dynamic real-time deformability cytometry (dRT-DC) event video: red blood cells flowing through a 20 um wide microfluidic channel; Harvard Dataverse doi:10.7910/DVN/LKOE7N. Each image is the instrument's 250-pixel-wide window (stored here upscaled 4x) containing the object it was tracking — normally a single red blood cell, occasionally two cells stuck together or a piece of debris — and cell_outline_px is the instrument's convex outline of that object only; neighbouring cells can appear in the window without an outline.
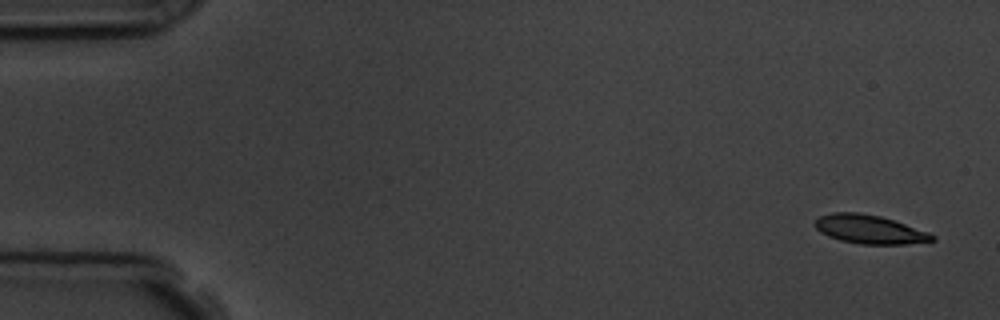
{"species": "common noctule bat (a hibernating species)", "species_latin": "Nyctalus noctula", "temperature_condition": "room temperature", "stored_images_in_passage": 6, "segment_of_instrument_passage": [1, 2], "camera_frame_rate_fps": 3000, "um_per_image_px": 0.085, "animal": {"sex": "male", "body_mass_g": 19.5, "forearm_length_mm": 54.6}, "frame": {"image": 1, "passage_image": 1, "time_ms": 0.0, "image_size_px": [1000, 320], "cell_outline_px": [[936, 240], [904, 244], [860, 244], [840, 240], [828, 236], [820, 232], [812, 224], [820, 216], [832, 212], [860, 212], [880, 216], [928, 232], [936, 236]], "centroid_in_image_um": [73.87, 19.49], "position_along_channel_um": 11.1, "area_um2": 19.54}}